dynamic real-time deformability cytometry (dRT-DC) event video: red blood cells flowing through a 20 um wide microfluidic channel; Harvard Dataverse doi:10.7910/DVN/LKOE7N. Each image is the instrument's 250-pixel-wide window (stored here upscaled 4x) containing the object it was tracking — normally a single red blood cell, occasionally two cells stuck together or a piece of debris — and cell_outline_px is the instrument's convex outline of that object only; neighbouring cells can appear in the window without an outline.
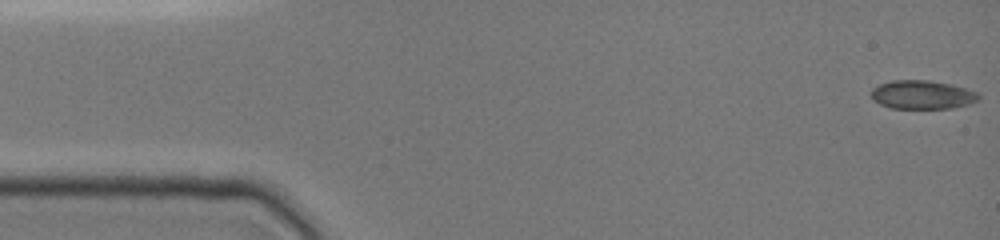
{"species": "common noctule bat (a hibernating species)", "species_latin": "Nyctalus noctula", "temperature_condition": "cold", "stored_images_in_passage": 6, "camera_frame_rate_fps": 3000, "um_per_image_px": 0.085, "animal": {"sex": "female", "body_mass_g": 19.0, "forearm_length_mm": 51.5}, "frame": {"image": 1, "passage_image": 1, "time_ms": 0.0, "image_size_px": [1000, 240], "cell_outline_px": [[980, 100], [968, 104], [952, 108], [892, 108], [880, 104], [872, 100], [872, 88], [880, 84], [892, 80], [928, 80], [952, 84], [980, 92]], "centroid_in_image_um": [78.43, 8.04], "position_along_channel_um": 6.6, "area_um2": 18.09}}
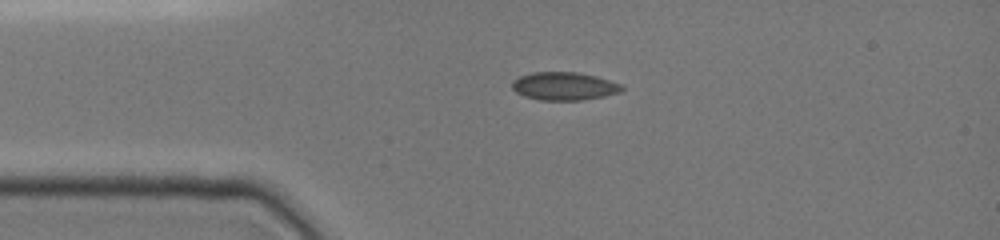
{"frame": {"image": 2, "passage_image": 5, "time_ms": 3.333, "image_size_px": [1000, 240], "cell_outline_px": [[624, 88], [620, 92], [604, 96], [580, 100], [540, 100], [524, 96], [516, 92], [512, 88], [512, 80], [520, 76], [532, 72], [576, 72], [596, 76], [624, 84]], "centroid_in_image_um": [47.96, 7.32], "position_along_channel_um": 37.0, "area_um2": 18.03}}